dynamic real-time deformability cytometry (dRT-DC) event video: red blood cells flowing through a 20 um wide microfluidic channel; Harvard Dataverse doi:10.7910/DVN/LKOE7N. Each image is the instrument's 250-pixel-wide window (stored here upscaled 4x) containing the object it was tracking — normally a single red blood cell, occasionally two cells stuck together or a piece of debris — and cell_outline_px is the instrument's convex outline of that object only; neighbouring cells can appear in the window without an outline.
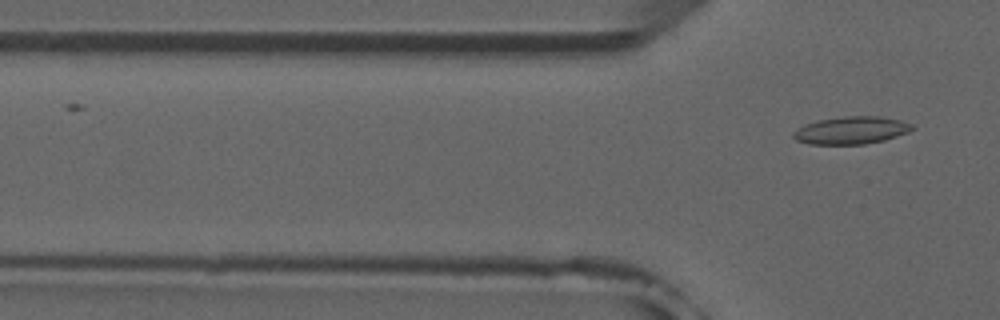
{"species": "common noctule bat (a hibernating species)", "species_latin": "Nyctalus noctula", "temperature_condition": "room temperature", "stored_images_in_passage": 5, "camera_frame_rate_fps": 3000, "um_per_image_px": 0.085, "animal": {"sex": "male", "forearm_length_mm": 52.5}, "frame": {"image": 1, "passage_image": 5, "time_ms": 4.667, "image_size_px": [1000, 320], "cell_outline_px": [[916, 128], [908, 132], [884, 140], [864, 144], [808, 144], [796, 140], [792, 136], [792, 132], [804, 124], [820, 120], [844, 116], [880, 116], [900, 120], [912, 124]], "centroid_in_image_um": [72.35, 11.07], "position_along_channel_um": 53.4, "area_um2": 19.07}}